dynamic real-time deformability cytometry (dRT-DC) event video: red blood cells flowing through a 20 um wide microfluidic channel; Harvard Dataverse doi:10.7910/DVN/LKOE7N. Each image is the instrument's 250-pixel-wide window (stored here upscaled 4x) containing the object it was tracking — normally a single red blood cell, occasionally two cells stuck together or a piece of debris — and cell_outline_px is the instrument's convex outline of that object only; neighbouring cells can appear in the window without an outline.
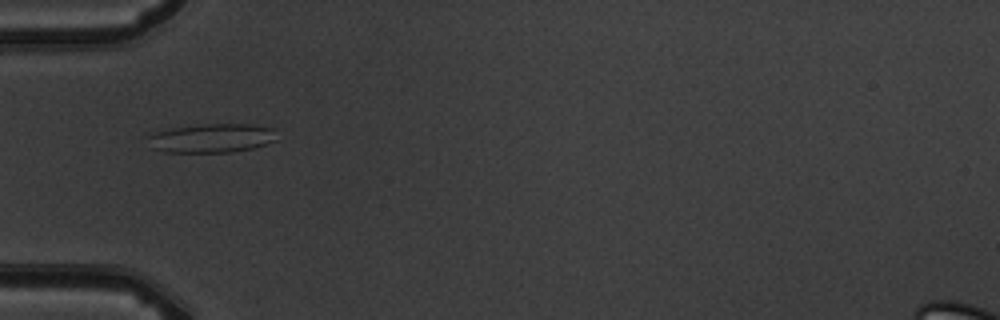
{"species": "common noctule bat (a hibernating species)", "species_latin": "Nyctalus noctula", "temperature_condition": "warm", "stored_images_in_passage": 4, "camera_frame_rate_fps": 3000, "um_per_image_px": 0.085, "animal": {"sex": "male", "body_mass_g": 19.5, "forearm_length_mm": 54.6}, "frame": {"image": 1, "passage_image": 1, "time_ms": 0.0, "image_size_px": [1000, 320], "cell_outline_px": [[276, 140], [252, 148], [232, 152], [164, 152], [148, 148], [148, 132], [172, 128], [204, 124], [252, 124], [276, 128]], "centroid_in_image_um": [17.94, 11.74], "position_along_channel_um": 67.1, "area_um2": 22.14}}
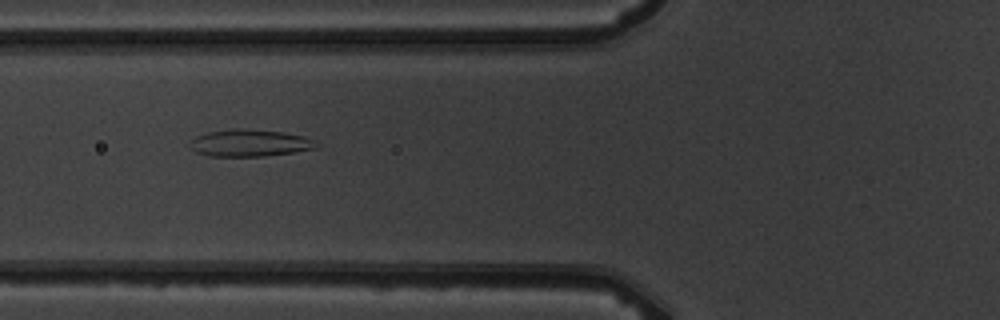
{"frame": {"image": 2, "passage_image": 2, "time_ms": 1.0, "image_size_px": [1000, 320], "cell_outline_px": [[316, 148], [292, 152], [264, 156], [208, 156], [196, 152], [188, 144], [188, 140], [196, 136], [208, 132], [232, 128], [248, 128], [284, 132], [304, 136], [312, 140], [316, 144]], "centroid_in_image_um": [21.15, 12.14], "position_along_channel_um": 104.6, "area_um2": 20.0}}
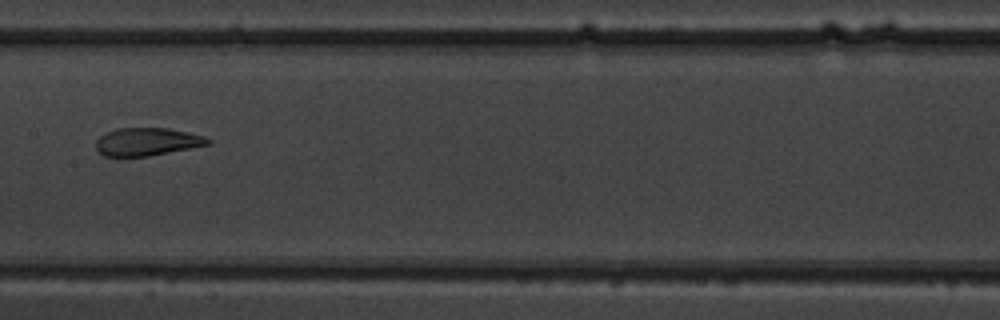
{"frame": {"image": 3, "passage_image": 4, "time_ms": 3.333, "image_size_px": [1000, 320], "cell_outline_px": [[212, 144], [148, 156], [104, 156], [96, 148], [96, 140], [100, 136], [116, 128], [168, 128], [188, 132], [204, 136], [212, 140]], "centroid_in_image_um": [12.53, 12.04], "position_along_channel_um": 194.9, "area_um2": 18.15}}